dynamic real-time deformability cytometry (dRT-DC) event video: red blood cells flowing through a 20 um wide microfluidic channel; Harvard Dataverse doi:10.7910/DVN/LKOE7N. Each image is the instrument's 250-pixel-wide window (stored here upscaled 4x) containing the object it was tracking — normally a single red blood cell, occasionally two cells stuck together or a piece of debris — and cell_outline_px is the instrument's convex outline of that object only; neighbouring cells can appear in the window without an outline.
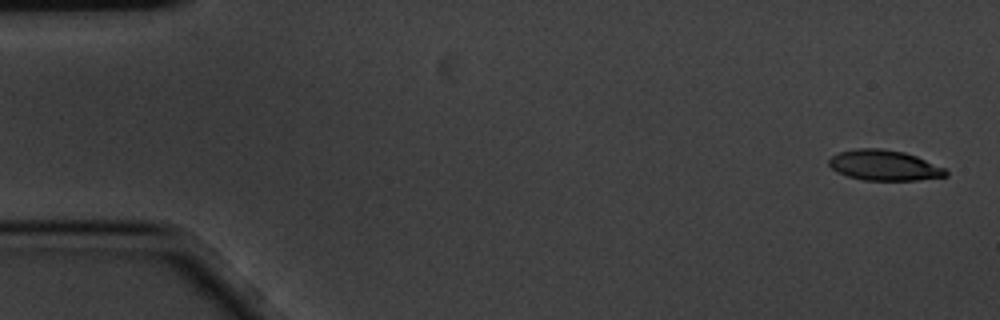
{"species": "common noctule bat (a hibernating species)", "species_latin": "Nyctalus noctula", "temperature_condition": "cold", "stored_images_in_passage": 4, "segment_of_instrument_passage": [2, 2], "camera_frame_rate_fps": 3000, "um_per_image_px": 0.085, "animal": {"sex": "male", "body_mass_g": 20.1, "forearm_length_mm": 53.5}, "frame": {"image": 1, "passage_image": 4, "time_ms": 1.0, "image_size_px": [1000, 320], "cell_outline_px": [[948, 176], [916, 180], [864, 180], [848, 176], [836, 172], [828, 164], [828, 160], [832, 156], [840, 152], [856, 148], [880, 148], [904, 152], [916, 156], [944, 168], [948, 172]], "centroid_in_image_um": [75.14, 14.05], "position_along_channel_um": 9.9, "area_um2": 20.63}}